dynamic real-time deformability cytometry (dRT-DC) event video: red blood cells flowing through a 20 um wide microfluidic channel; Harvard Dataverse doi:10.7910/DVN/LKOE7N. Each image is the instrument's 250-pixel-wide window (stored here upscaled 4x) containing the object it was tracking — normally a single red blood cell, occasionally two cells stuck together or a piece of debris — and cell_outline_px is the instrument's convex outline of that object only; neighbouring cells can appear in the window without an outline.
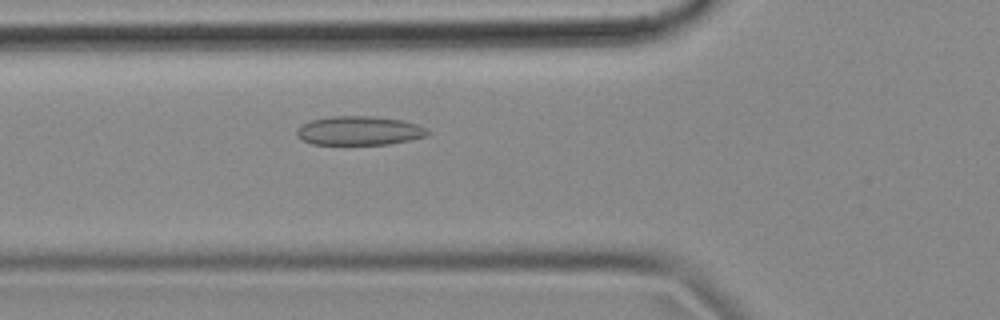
{"species": "common noctule bat (a hibernating species)", "species_latin": "Nyctalus noctula", "temperature_condition": "cold", "stored_images_in_passage": 48, "camera_frame_rate_fps": 3000, "um_per_image_px": 0.085, "animal": {"sex": "female", "body_mass_g": 18.4}, "frame": {"image": 1, "passage_image": 12, "time_ms": 3.667, "image_size_px": [1000, 320], "cell_outline_px": [[432, 132], [428, 136], [412, 140], [388, 144], [312, 144], [296, 136], [296, 128], [312, 120], [328, 116], [372, 116], [400, 120], [416, 124]], "centroid_in_image_um": [30.55, 11.11], "position_along_channel_um": 95.3, "area_um2": 22.08}}
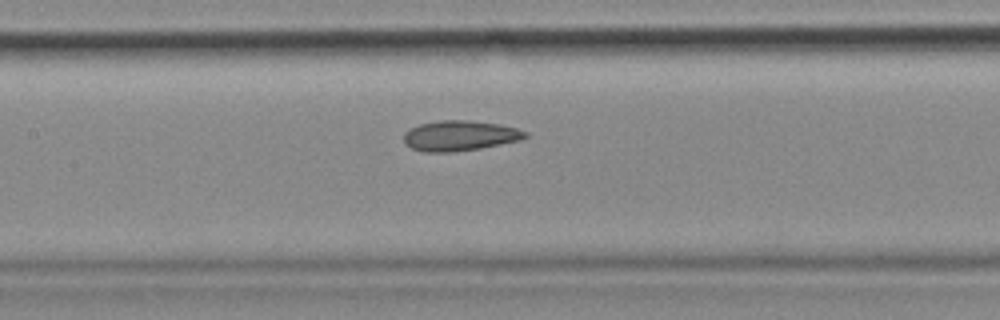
{"frame": {"image": 2, "passage_image": 18, "time_ms": 5.667, "image_size_px": [1000, 320], "cell_outline_px": [[528, 136], [520, 140], [480, 148], [452, 152], [424, 152], [412, 148], [404, 144], [404, 132], [408, 128], [420, 124], [436, 120], [468, 120], [496, 124], [516, 128], [528, 132]], "centroid_in_image_um": [39.03, 11.53], "position_along_channel_um": 168.4, "area_um2": 21.44}}
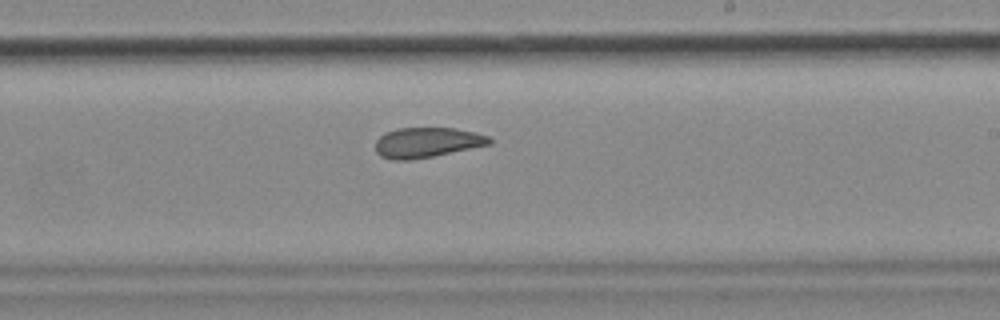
{"frame": {"image": 3, "passage_image": 25, "time_ms": 8.0, "image_size_px": [1000, 320], "cell_outline_px": [[492, 144], [412, 160], [392, 160], [380, 156], [376, 152], [376, 140], [384, 132], [396, 128], [456, 128], [476, 132], [488, 136], [492, 140]], "centroid_in_image_um": [36.28, 12.1], "position_along_channel_um": 252.7, "area_um2": 20.11}, "authors_computed_cell_mechanics": {"area_um2": 21.4149, "velocity_mm_per_s": 3.6381, "shape_relaxation_time_tau1_ms": null, "shape_relaxation_time_tau2_ms": 4.0979, "deformation_change_tau1": null, "deformation_change_tau2": 0.1082}}